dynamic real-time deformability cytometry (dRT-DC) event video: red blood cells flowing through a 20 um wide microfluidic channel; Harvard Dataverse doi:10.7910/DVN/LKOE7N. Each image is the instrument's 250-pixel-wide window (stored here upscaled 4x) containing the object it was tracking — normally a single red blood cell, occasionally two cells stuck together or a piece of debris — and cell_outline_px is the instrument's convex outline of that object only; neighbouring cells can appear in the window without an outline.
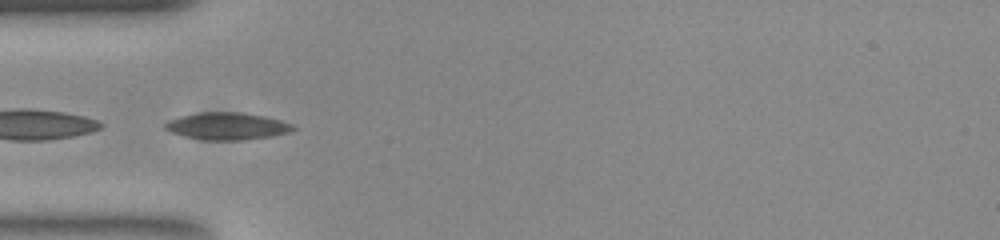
{"species": "common noctule bat (a hibernating species)", "species_latin": "Nyctalus noctula", "temperature_condition": "room temperature", "stored_images_in_passage": 38, "camera_frame_rate_fps": 3000, "um_per_image_px": 0.085, "animal": {"sex": "female", "body_mass_g": 23.0, "forearm_length_mm": 53.4}, "frame": {"image": 1, "passage_image": 2, "time_ms": 0.333, "image_size_px": [1000, 240], "cell_outline_px": [[296, 128], [288, 132], [272, 136], [244, 140], [204, 140], [184, 136], [172, 132], [164, 128], [164, 124], [168, 120], [180, 116], [200, 112], [240, 112], [264, 116], [280, 120], [292, 124]], "centroid_in_image_um": [19.29, 10.72], "position_along_channel_um": 65.7, "area_um2": 20.23}}
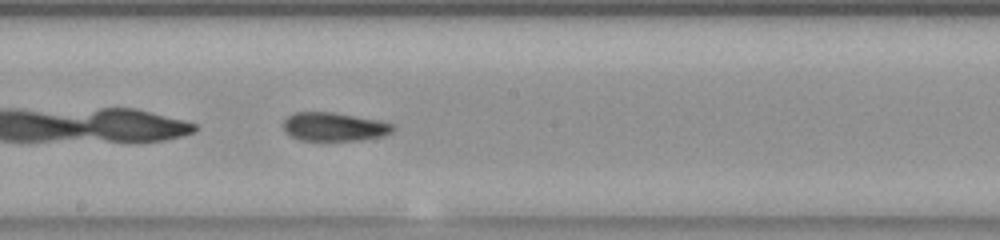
{"frame": {"image": 2, "passage_image": 14, "time_ms": 4.333, "image_size_px": [1000, 240], "cell_outline_px": [[396, 128], [392, 132], [384, 136], [364, 140], [300, 140], [292, 136], [284, 128], [284, 120], [288, 116], [296, 112], [332, 112], [380, 120], [396, 124]], "centroid_in_image_um": [28.49, 10.77], "position_along_channel_um": 219.7, "area_um2": 18.32}}
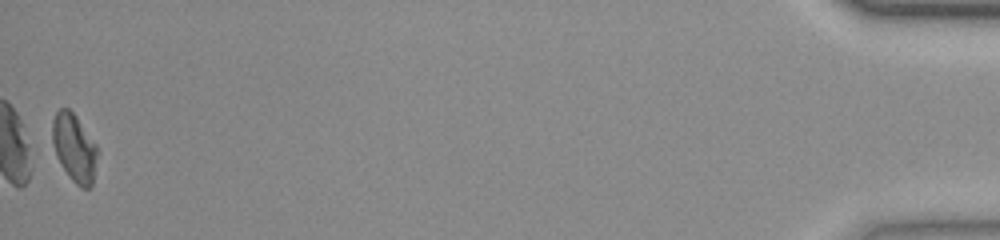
{"frame": {"image": 3, "passage_image": 38, "time_ms": 12.333, "image_size_px": [1000, 240], "cell_outline_px": [[100, 152], [92, 184], [88, 188], [80, 188], [72, 180], [56, 156], [52, 144], [52, 120], [56, 112], [60, 108], [68, 108], [76, 116], [96, 144]], "centroid_in_image_um": [6.34, 12.57], "position_along_channel_um": 428.9, "area_um2": 18.03}, "authors_computed_cell_mechanics": {"area_um2": 18.496, "velocity_mm_per_s": 3.8516, "shape_relaxation_time_tau1_ms": null, "shape_relaxation_time_tau2_ms": 3.592, "deformation_change_tau1": null, "deformation_change_tau2": 0.0857}}